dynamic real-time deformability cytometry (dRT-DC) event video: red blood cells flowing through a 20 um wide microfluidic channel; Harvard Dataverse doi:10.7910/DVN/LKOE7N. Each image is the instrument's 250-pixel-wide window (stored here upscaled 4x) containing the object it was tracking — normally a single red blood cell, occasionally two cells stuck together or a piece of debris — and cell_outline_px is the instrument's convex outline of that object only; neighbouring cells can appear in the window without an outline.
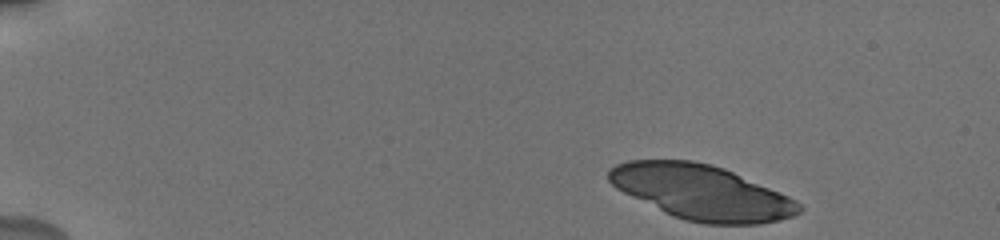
{"species": "human", "species_latin": "Homo sapiens", "temperature_condition": "cold", "stored_images_in_passage": 28, "camera_frame_rate_fps": 3000, "um_per_image_px": 0.085, "donor": {"sex": "male"}, "frame": {"image": 1, "passage_image": 1, "time_ms": 0.0, "image_size_px": [1000, 240], "cell_outline_px": [[804, 208], [800, 212], [792, 216], [760, 224], [704, 224], [684, 220], [672, 216], [616, 188], [608, 180], [608, 168], [616, 164], [628, 160], [692, 160], [712, 164], [724, 168], [788, 196], [796, 200]], "centroid_in_image_um": [59.61, 16.34], "position_along_channel_um": 25.4, "area_um2": 60.46}}
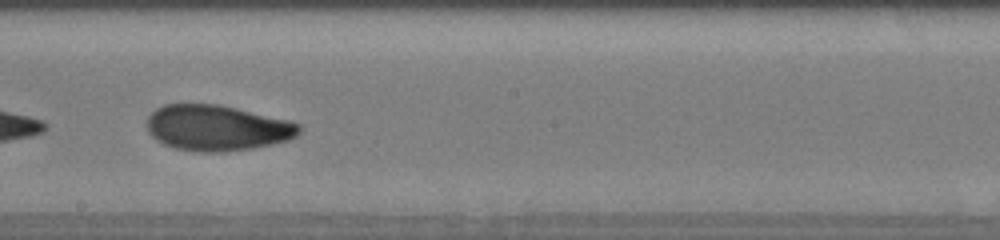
{"frame": {"image": 2, "passage_image": 17, "time_ms": 8.667, "image_size_px": [1000, 240], "cell_outline_px": [[300, 132], [296, 136], [288, 140], [272, 144], [252, 148], [224, 152], [200, 152], [172, 148], [156, 140], [148, 132], [148, 116], [156, 108], [164, 104], [216, 104], [236, 108], [292, 120], [300, 124]], "centroid_in_image_um": [18.46, 10.87], "position_along_channel_um": 229.7, "area_um2": 40.75}}
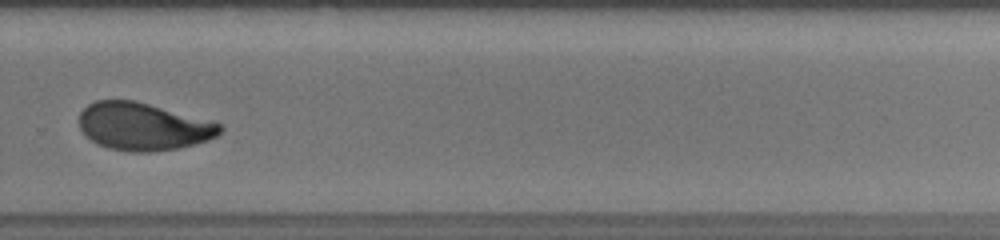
{"frame": {"image": 3, "passage_image": 21, "time_ms": 11.0, "image_size_px": [1000, 240], "cell_outline_px": [[224, 128], [216, 136], [208, 140], [196, 144], [176, 148], [148, 152], [132, 152], [108, 148], [84, 136], [80, 128], [80, 112], [88, 104], [96, 100], [136, 100], [212, 120], [220, 124]], "centroid_in_image_um": [12.19, 10.74], "position_along_channel_um": 317.6, "area_um2": 39.25}, "authors_computed_cell_mechanics": {"area_um2": 41.1247, "velocity_mm_per_s": 3.7741, "shape_relaxation_time_tau1_ms": 5.4938, "shape_relaxation_time_tau2_ms": 1.6127, "deformation_change_tau1": 0.1821, "deformation_change_tau2": 0.069}}